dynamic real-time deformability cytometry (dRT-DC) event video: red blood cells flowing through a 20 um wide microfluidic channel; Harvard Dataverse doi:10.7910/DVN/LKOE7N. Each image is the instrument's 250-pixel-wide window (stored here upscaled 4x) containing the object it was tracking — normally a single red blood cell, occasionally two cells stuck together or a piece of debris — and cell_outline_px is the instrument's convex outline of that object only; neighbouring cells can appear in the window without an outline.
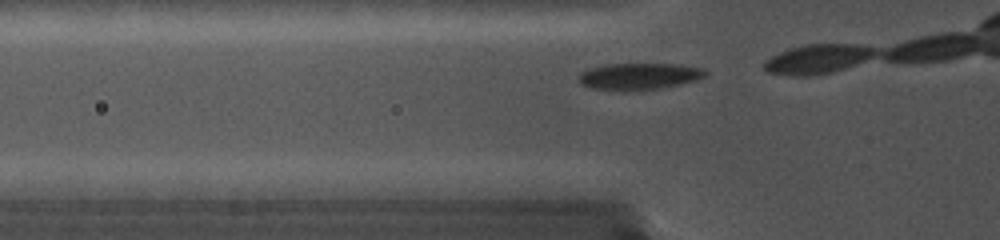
{"species": "common noctule bat (a hibernating species)", "species_latin": "Nyctalus noctula", "temperature_condition": "cold", "stored_images_in_passage": 6, "camera_frame_rate_fps": 5000, "um_per_image_px": 0.085, "animal": {"sex": "female", "body_mass_g": 19.0, "forearm_length_mm": 56.7}, "frame": {"image": 1, "passage_image": 2, "time_ms": 0.2, "image_size_px": [1000, 240], "cell_outline_px": [[708, 76], [696, 80], [680, 84], [660, 88], [592, 88], [580, 84], [580, 72], [604, 64], [680, 64], [704, 68], [708, 72]], "centroid_in_image_um": [54.43, 6.44], "position_along_channel_um": 71.4, "area_um2": 18.96}}